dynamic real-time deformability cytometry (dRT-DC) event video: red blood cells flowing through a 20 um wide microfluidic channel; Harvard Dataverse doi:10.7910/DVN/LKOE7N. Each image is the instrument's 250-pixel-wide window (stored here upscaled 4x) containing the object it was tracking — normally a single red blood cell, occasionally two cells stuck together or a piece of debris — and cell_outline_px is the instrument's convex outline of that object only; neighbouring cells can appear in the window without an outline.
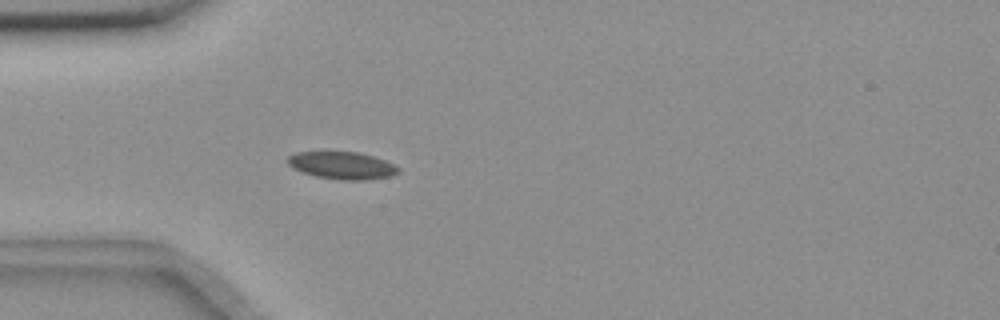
{"species": "common noctule bat (a hibernating species)", "species_latin": "Nyctalus noctula", "temperature_condition": "room temperature", "stored_images_in_passage": 18, "camera_frame_rate_fps": 3000, "um_per_image_px": 0.085, "animal": {"sex": "female", "body_mass_g": 18.4}, "frame": {"image": 1, "passage_image": 16, "time_ms": 5.0, "image_size_px": [1000, 320], "cell_outline_px": [[400, 172], [388, 176], [368, 180], [340, 180], [316, 176], [292, 168], [284, 160], [288, 156], [296, 152], [356, 152], [372, 156], [384, 160], [400, 168]], "centroid_in_image_um": [29.04, 14.06], "position_along_channel_um": 56.0, "area_um2": 17.57}}